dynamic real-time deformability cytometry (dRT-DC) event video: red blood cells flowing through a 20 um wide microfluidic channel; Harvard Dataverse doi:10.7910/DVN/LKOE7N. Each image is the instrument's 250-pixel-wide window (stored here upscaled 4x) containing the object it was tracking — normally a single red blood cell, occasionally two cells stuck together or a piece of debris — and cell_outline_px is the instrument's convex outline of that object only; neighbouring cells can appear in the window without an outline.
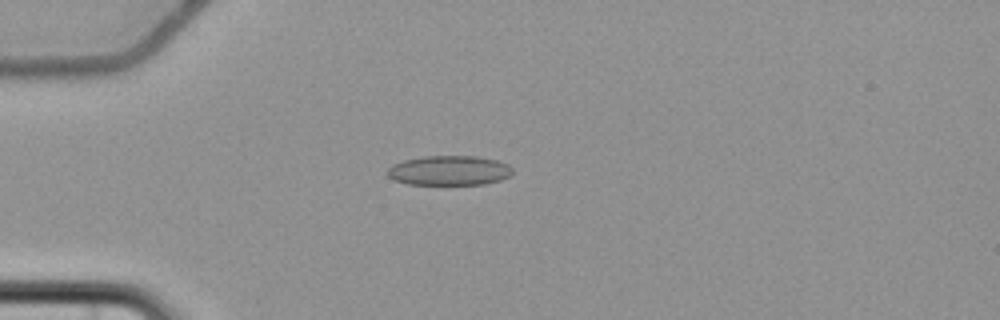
{"species": "common noctule bat (a hibernating species)", "species_latin": "Nyctalus noctula", "temperature_condition": "cold", "stored_images_in_passage": 8, "camera_frame_rate_fps": 3000, "um_per_image_px": 0.085, "animal": {"sex": "female", "body_mass_g": 22.7, "forearm_length_mm": 54.2}, "frame": {"image": 1, "passage_image": 4, "time_ms": 4.333, "image_size_px": [1000, 320], "cell_outline_px": [[512, 176], [500, 180], [484, 184], [408, 184], [392, 180], [388, 176], [388, 168], [392, 164], [404, 160], [424, 156], [476, 156], [496, 160], [508, 164], [512, 168]], "centroid_in_image_um": [38.18, 14.49], "position_along_channel_um": 46.8, "area_um2": 21.73}}
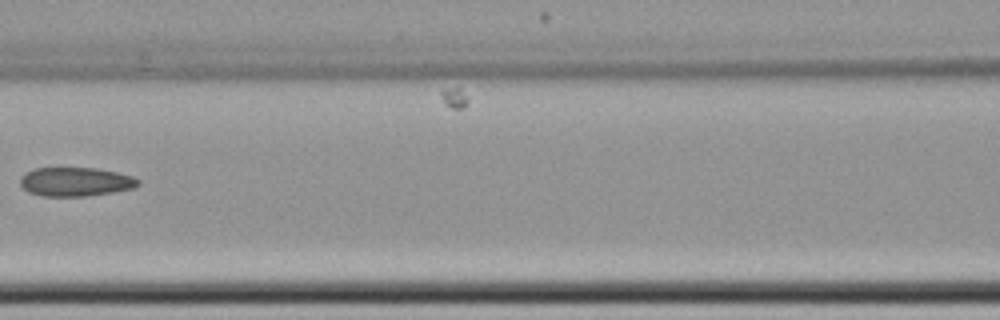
{"frame": {"image": 2, "passage_image": 7, "time_ms": 8.0, "image_size_px": [1000, 320], "cell_outline_px": [[140, 184], [132, 188], [112, 192], [84, 196], [44, 196], [28, 192], [20, 184], [20, 176], [36, 168], [96, 168], [116, 172], [132, 176], [140, 180]], "centroid_in_image_um": [6.42, 15.45], "position_along_channel_um": 160.2, "area_um2": 19.71}}